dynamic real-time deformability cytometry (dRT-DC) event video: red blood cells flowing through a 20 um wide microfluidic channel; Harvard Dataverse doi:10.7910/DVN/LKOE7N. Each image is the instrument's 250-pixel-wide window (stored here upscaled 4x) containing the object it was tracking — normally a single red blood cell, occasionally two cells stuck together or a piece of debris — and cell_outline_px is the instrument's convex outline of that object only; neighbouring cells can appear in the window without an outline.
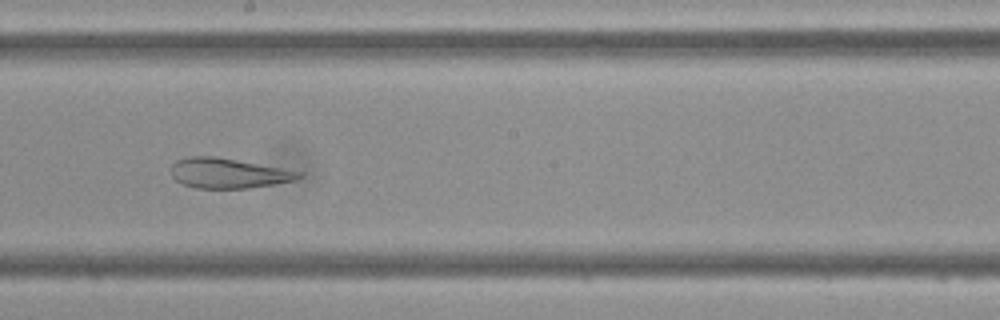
{"species": "Egyptian fruit bat (a non-hibernating species)", "species_latin": "Rousettus aegyptiacus", "temperature_condition": "cold", "stored_images_in_passage": 38, "camera_frame_rate_fps": 3000, "um_per_image_px": 0.085, "frame": {"image": 1, "passage_image": 17, "time_ms": 5.333, "image_size_px": [1000, 320], "cell_outline_px": [[304, 176], [296, 180], [248, 188], [196, 188], [184, 184], [176, 180], [172, 176], [172, 164], [176, 160], [184, 156], [212, 156], [236, 160], [304, 172]], "centroid_in_image_um": [19.4, 14.72], "position_along_channel_um": 228.8, "area_um2": 22.2}}